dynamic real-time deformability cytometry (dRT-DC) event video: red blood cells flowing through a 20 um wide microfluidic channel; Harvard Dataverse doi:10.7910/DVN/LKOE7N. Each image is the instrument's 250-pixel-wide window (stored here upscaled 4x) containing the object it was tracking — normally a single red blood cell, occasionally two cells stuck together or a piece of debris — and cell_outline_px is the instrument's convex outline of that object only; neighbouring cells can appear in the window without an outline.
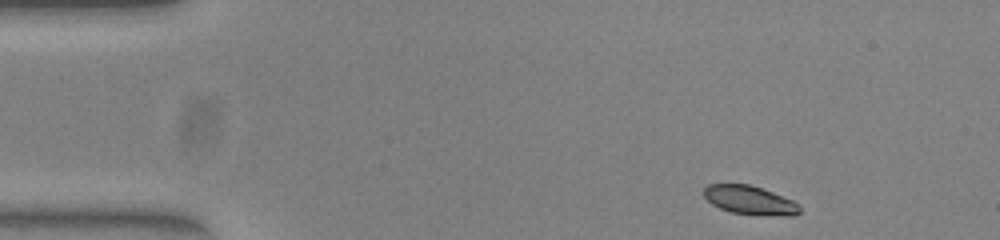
{"species": "common noctule bat (a hibernating species)", "species_latin": "Nyctalus noctula", "temperature_condition": "warm", "stored_images_in_passage": 47, "camera_frame_rate_fps": 3000, "um_per_image_px": 0.085, "animal": {"sex": "female", "body_mass_g": 23.0, "forearm_length_mm": 53.4}, "frame": {"image": 1, "passage_image": 1, "time_ms": 0.0, "image_size_px": [1000, 240], "cell_outline_px": [[800, 212], [796, 216], [784, 216], [732, 212], [720, 208], [712, 204], [704, 196], [704, 188], [708, 184], [748, 184], [772, 192], [792, 200], [800, 204]], "centroid_in_image_um": [63.76, 17.01], "position_along_channel_um": 21.2, "area_um2": 15.84}}
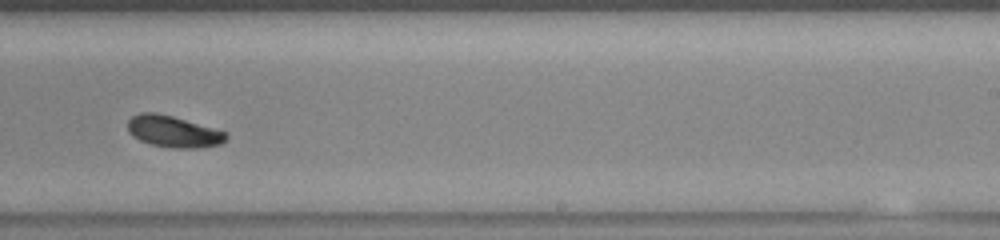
{"frame": {"image": 2, "passage_image": 27, "time_ms": 8.667, "image_size_px": [1000, 240], "cell_outline_px": [[228, 140], [224, 144], [200, 148], [168, 148], [152, 144], [140, 140], [132, 136], [128, 132], [128, 120], [132, 116], [140, 112], [156, 112], [172, 116], [228, 132]], "centroid_in_image_um": [14.77, 11.19], "position_along_channel_um": 274.2, "area_um2": 18.38}}
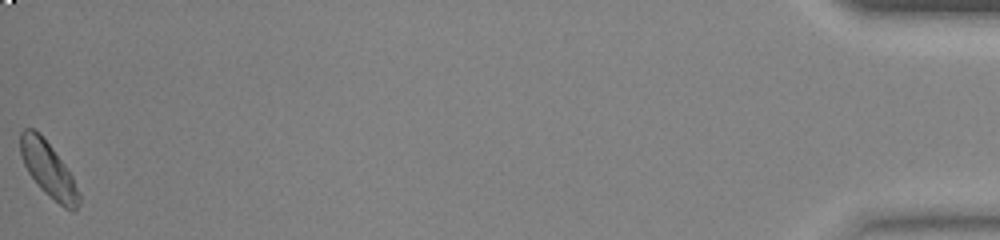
{"frame": {"image": 3, "passage_image": 47, "time_ms": 15.333, "image_size_px": [1000, 240], "cell_outline_px": [[80, 204], [76, 208], [64, 208], [44, 192], [40, 188], [28, 172], [20, 156], [20, 132], [24, 128], [32, 128], [40, 132], [64, 164], [72, 176], [80, 192]], "centroid_in_image_um": [4.09, 14.38], "position_along_channel_um": 431.1, "area_um2": 18.67}, "authors_computed_cell_mechanics": {"area_um2": 18.0914, "velocity_mm_per_s": 3.8949, "shape_relaxation_time_tau1_ms": 8.1671, "shape_relaxation_time_tau2_ms": null, "deformation_change_tau1": 0.2039, "deformation_change_tau2": null}}